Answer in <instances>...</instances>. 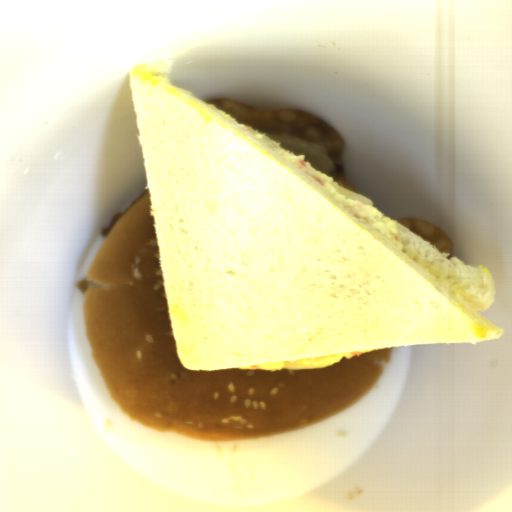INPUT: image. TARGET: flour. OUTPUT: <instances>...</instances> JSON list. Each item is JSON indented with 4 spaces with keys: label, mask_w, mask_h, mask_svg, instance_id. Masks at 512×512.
<instances>
[{
    "label": "flour",
    "mask_w": 512,
    "mask_h": 512,
    "mask_svg": "<svg viewBox=\"0 0 512 512\" xmlns=\"http://www.w3.org/2000/svg\"><path fill=\"white\" fill-rule=\"evenodd\" d=\"M260 133L335 183L356 192L345 180L344 143L338 132L316 115L295 109L265 110L225 99L207 101Z\"/></svg>",
    "instance_id": "obj_1"
},
{
    "label": "flour",
    "mask_w": 512,
    "mask_h": 512,
    "mask_svg": "<svg viewBox=\"0 0 512 512\" xmlns=\"http://www.w3.org/2000/svg\"><path fill=\"white\" fill-rule=\"evenodd\" d=\"M394 221L410 230L436 250L442 253L452 254L454 241L450 235L439 226L426 220L411 217Z\"/></svg>",
    "instance_id": "obj_2"
}]
</instances>
